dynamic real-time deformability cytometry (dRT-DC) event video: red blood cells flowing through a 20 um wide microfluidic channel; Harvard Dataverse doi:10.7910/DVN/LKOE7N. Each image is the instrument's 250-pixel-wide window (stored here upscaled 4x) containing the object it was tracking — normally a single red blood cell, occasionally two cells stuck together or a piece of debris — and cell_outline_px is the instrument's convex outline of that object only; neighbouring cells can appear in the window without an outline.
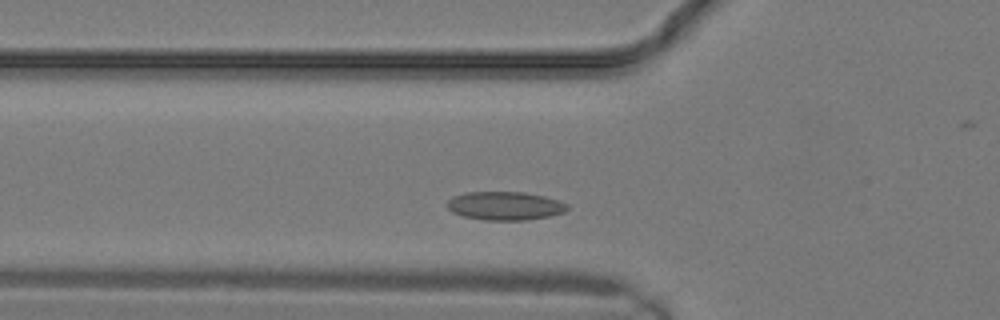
{"species": "common noctule bat (a hibernating species)", "species_latin": "Nyctalus noctula", "temperature_condition": "warm", "stored_images_in_passage": 11, "camera_frame_rate_fps": 3000, "um_per_image_px": 0.085, "animal": {"sex": "male", "body_mass_g": 19.2, "forearm_length_mm": 51.8}, "frame": {"image": 1, "passage_image": 4, "time_ms": 1.0, "image_size_px": [1000, 320], "cell_outline_px": [[568, 208], [564, 212], [552, 216], [528, 220], [484, 220], [464, 216], [452, 212], [444, 204], [452, 196], [464, 192], [524, 192], [544, 196], [568, 204]], "centroid_in_image_um": [42.89, 17.49], "position_along_channel_um": 82.9, "area_um2": 20.11}}
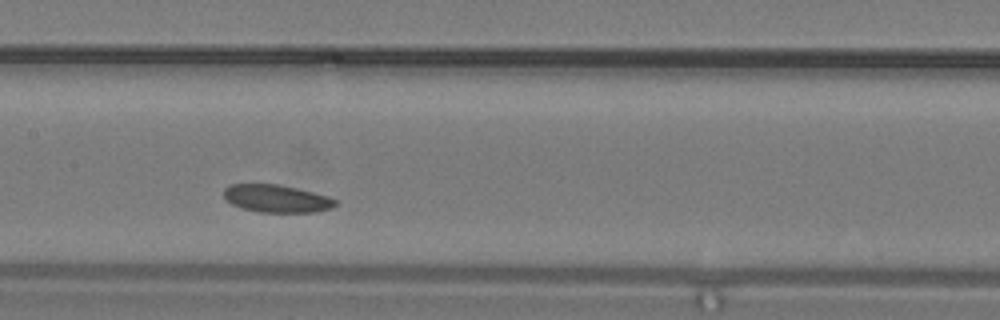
{"frame": {"image": 2, "passage_image": 8, "time_ms": 2.333, "image_size_px": [1000, 320], "cell_outline_px": [[336, 204], [332, 208], [316, 212], [260, 212], [240, 208], [224, 200], [224, 188], [228, 184], [276, 184], [296, 188], [328, 196], [336, 200]], "centroid_in_image_um": [23.47, 16.88], "position_along_channel_um": 183.9, "area_um2": 18.03}}
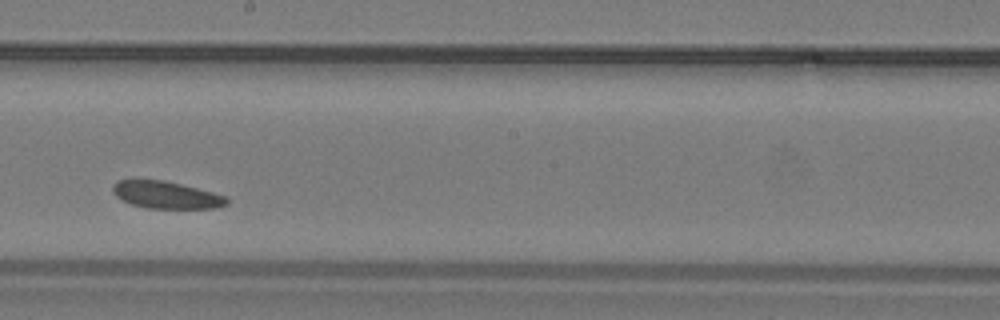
{"frame": {"image": 3, "passage_image": 10, "time_ms": 3.0, "image_size_px": [1000, 320], "cell_outline_px": [[228, 204], [216, 208], [148, 208], [132, 204], [116, 196], [112, 192], [112, 188], [120, 180], [164, 180], [212, 192], [224, 196], [228, 200]], "centroid_in_image_um": [14.14, 16.57], "position_along_channel_um": 234.1, "area_um2": 17.69}}